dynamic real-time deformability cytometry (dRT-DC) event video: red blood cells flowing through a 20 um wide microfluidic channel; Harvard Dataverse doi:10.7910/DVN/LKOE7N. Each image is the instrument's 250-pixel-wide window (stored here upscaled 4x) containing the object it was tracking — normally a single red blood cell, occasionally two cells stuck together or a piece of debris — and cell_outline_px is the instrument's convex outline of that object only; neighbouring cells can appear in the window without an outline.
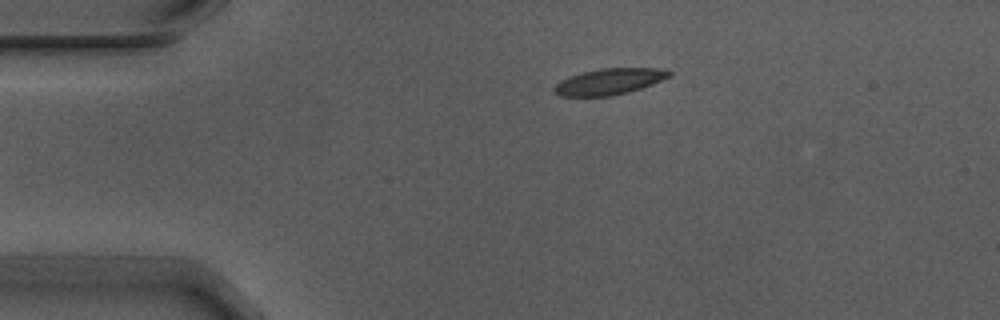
{"species": "Egyptian fruit bat (a non-hibernating species)", "species_latin": "Rousettus aegyptiacus", "temperature_condition": "warm", "stored_images_in_passage": 5, "camera_frame_rate_fps": 3000, "um_per_image_px": 0.085, "animal": {"sex": "male"}, "frame": {"image": 1, "passage_image": 5, "time_ms": 1.333, "image_size_px": [1000, 320], "cell_outline_px": [[672, 76], [652, 84], [628, 92], [612, 96], [560, 96], [552, 92], [552, 88], [560, 80], [568, 76], [600, 68], [664, 68], [672, 72]], "centroid_in_image_um": [51.78, 6.93], "position_along_channel_um": 33.2, "area_um2": 17.69}}